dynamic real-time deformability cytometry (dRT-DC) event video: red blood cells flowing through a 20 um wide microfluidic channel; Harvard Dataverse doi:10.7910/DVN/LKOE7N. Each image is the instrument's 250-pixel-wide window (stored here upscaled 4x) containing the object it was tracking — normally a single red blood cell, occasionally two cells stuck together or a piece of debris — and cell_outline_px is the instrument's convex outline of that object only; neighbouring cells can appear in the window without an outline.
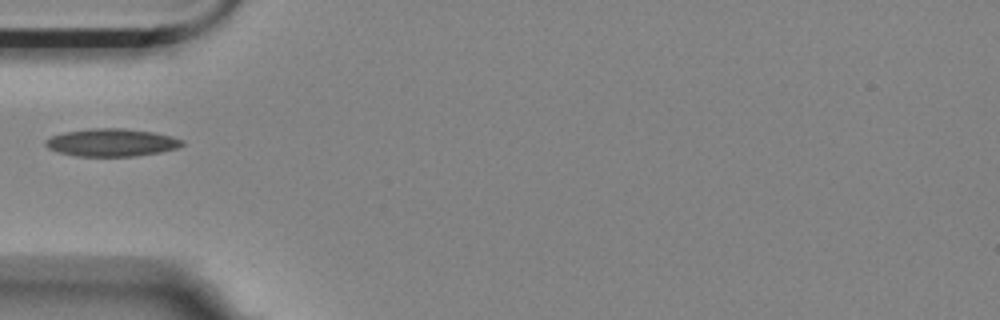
{"species": "Egyptian fruit bat (a non-hibernating species)", "species_latin": "Rousettus aegyptiacus", "temperature_condition": "room temperature", "stored_images_in_passage": 11, "camera_frame_rate_fps": 3000, "um_per_image_px": 0.085, "animal": {"sex": "female"}, "frame": {"image": 1, "passage_image": 1, "time_ms": 0.0, "image_size_px": [1000, 320], "cell_outline_px": [[184, 144], [176, 148], [160, 152], [136, 156], [76, 156], [60, 152], [48, 148], [44, 144], [44, 140], [52, 136], [64, 132], [88, 128], [124, 128], [152, 132], [172, 136], [184, 140]], "centroid_in_image_um": [9.48, 12.11], "position_along_channel_um": 75.5, "area_um2": 22.08}}
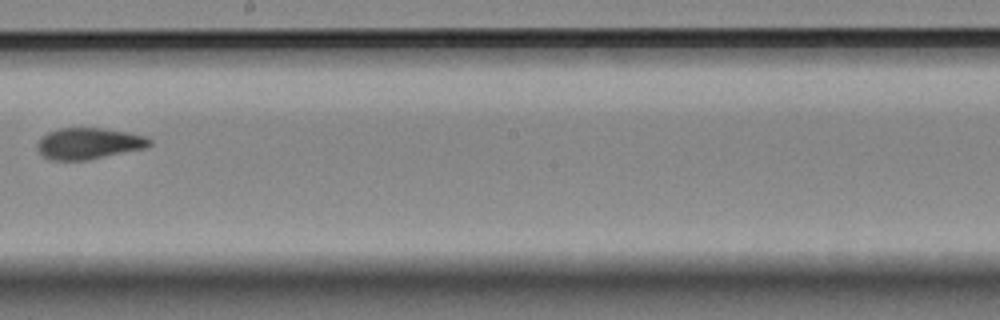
{"frame": {"image": 2, "passage_image": 5, "time_ms": 1.333, "image_size_px": [1000, 320], "cell_outline_px": [[152, 144], [144, 148], [84, 160], [52, 160], [44, 156], [40, 152], [36, 144], [48, 132], [60, 128], [104, 128], [128, 132], [144, 136], [152, 140]], "centroid_in_image_um": [7.55, 12.18], "position_along_channel_um": 240.7, "area_um2": 20.11}}
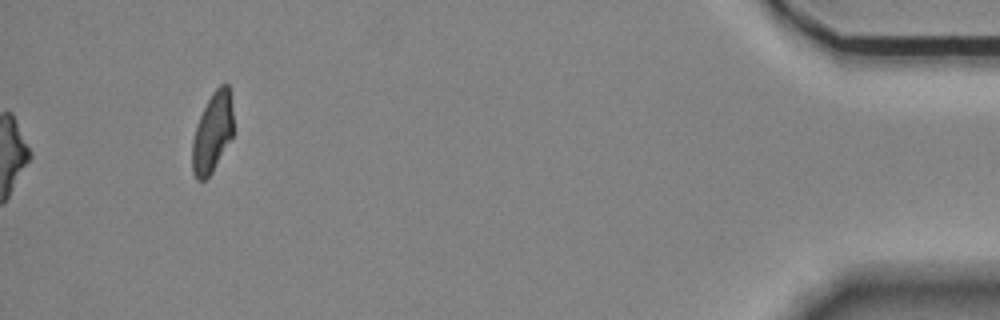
{"frame": {"image": 3, "passage_image": 10, "time_ms": 3.0, "image_size_px": [1000, 320], "cell_outline_px": [[232, 136], [212, 172], [204, 180], [196, 180], [192, 172], [192, 140], [196, 124], [212, 92], [220, 84], [228, 84], [232, 108]], "centroid_in_image_um": [18.03, 11.28], "position_along_channel_um": 417.2, "area_um2": 18.9}}